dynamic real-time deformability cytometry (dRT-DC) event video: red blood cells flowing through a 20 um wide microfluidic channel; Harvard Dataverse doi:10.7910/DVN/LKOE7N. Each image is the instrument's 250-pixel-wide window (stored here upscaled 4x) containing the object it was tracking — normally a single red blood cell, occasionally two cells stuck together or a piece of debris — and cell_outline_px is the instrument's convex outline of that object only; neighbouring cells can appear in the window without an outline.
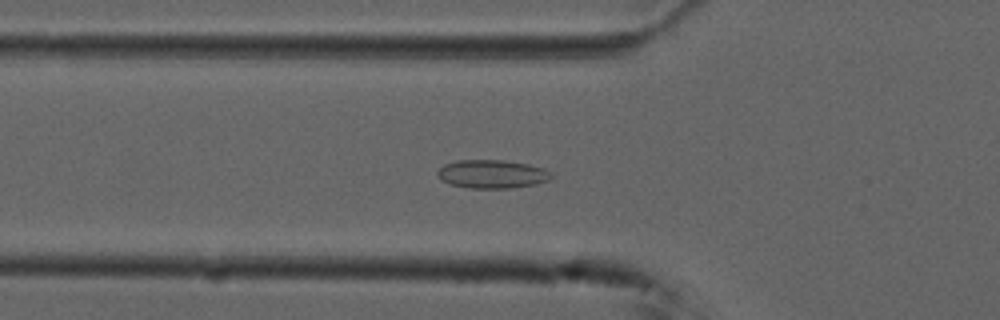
{"species": "common noctule bat (a hibernating species)", "species_latin": "Nyctalus noctula", "temperature_condition": "cold", "stored_images_in_passage": 56, "camera_frame_rate_fps": 3000, "um_per_image_px": 0.085, "animal": {"sex": "male", "forearm_length_mm": 52.5}, "frame": {"image": 1, "passage_image": 19, "time_ms": 6.0, "image_size_px": [1000, 320], "cell_outline_px": [[552, 176], [548, 180], [536, 184], [512, 188], [468, 188], [448, 184], [440, 180], [436, 176], [436, 172], [444, 164], [456, 160], [504, 160], [528, 164], [544, 168], [552, 172]], "centroid_in_image_um": [41.79, 14.79], "position_along_channel_um": 84.0, "area_um2": 19.13}}
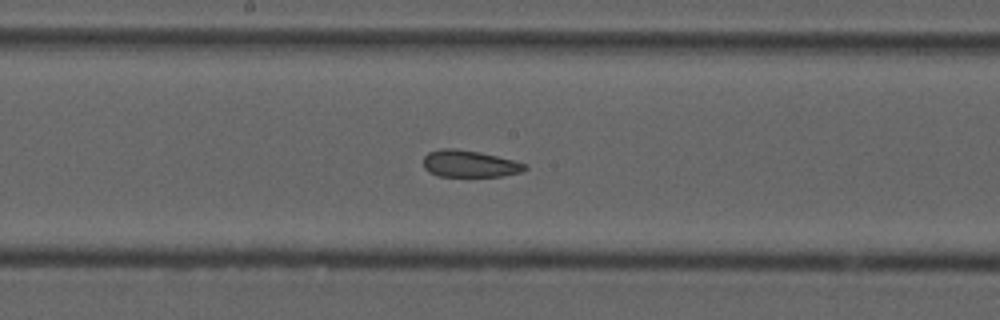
{"frame": {"image": 2, "passage_image": 29, "time_ms": 9.333, "image_size_px": [1000, 320], "cell_outline_px": [[528, 168], [520, 172], [504, 176], [436, 176], [428, 172], [424, 168], [424, 156], [428, 152], [440, 148], [452, 148], [480, 152], [528, 164]], "centroid_in_image_um": [39.89, 13.92], "position_along_channel_um": 208.3, "area_um2": 15.95}}
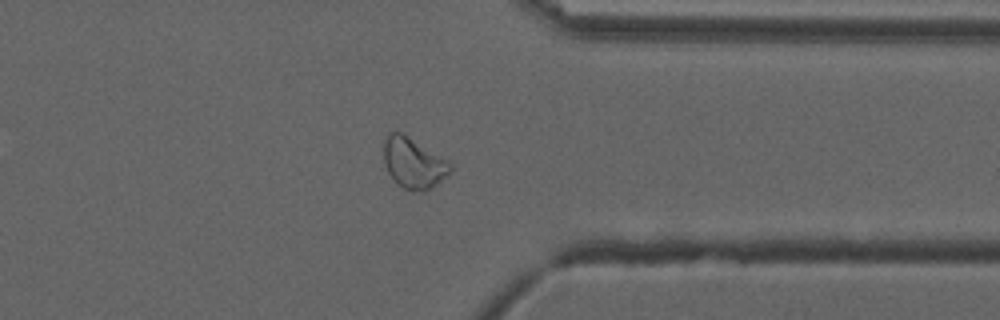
{"frame": {"image": 3, "passage_image": 43, "time_ms": 14.0, "image_size_px": [1000, 320], "cell_outline_px": [[452, 168], [448, 176], [432, 188], [424, 192], [420, 192], [404, 188], [388, 172], [384, 160], [384, 140], [388, 132], [400, 132], [448, 160], [452, 164]], "centroid_in_image_um": [35.18, 13.87], "position_along_channel_um": 376.2, "area_um2": 19.42}, "authors_computed_cell_mechanics": {"area_um2": 19.2763, "velocity_mm_per_s": 3.726, "shape_relaxation_time_tau1_ms": null, "shape_relaxation_time_tau2_ms": 1.393, "deformation_change_tau1": null, "deformation_change_tau2": 0.0665}}